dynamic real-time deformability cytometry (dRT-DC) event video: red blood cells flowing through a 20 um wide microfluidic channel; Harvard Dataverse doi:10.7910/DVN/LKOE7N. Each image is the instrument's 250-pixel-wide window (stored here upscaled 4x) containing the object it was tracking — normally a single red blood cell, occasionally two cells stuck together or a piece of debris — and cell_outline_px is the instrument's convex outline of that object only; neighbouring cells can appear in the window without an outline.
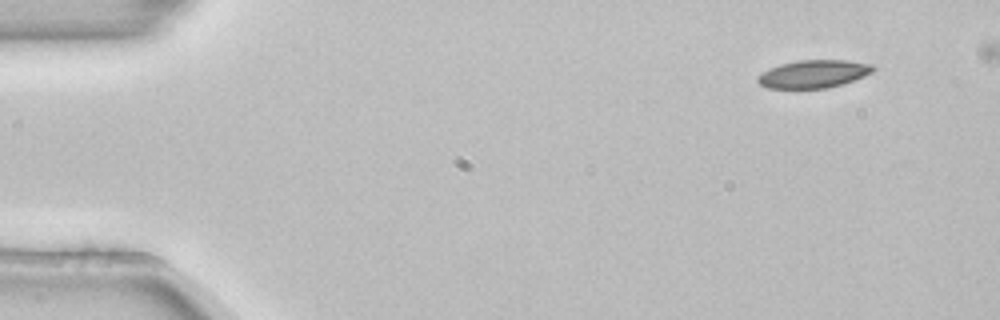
{"species": "common noctule bat (a hibernating species)", "species_latin": "Nyctalus noctula", "temperature_condition": "room temperature", "stored_images_in_passage": 4, "camera_frame_rate_fps": 3000, "um_per_image_px": 0.085, "animal": {"sex": "female", "body_mass_g": 22.7, "forearm_length_mm": 54.2}, "frame": {"image": 1, "passage_image": 1, "time_ms": 0.0, "image_size_px": [1000, 320], "cell_outline_px": [[876, 68], [872, 72], [864, 76], [828, 88], [768, 88], [760, 84], [756, 80], [756, 76], [780, 64], [800, 60], [848, 60], [872, 64]], "centroid_in_image_um": [69.16, 6.28], "position_along_channel_um": 15.8, "area_um2": 18.55}}